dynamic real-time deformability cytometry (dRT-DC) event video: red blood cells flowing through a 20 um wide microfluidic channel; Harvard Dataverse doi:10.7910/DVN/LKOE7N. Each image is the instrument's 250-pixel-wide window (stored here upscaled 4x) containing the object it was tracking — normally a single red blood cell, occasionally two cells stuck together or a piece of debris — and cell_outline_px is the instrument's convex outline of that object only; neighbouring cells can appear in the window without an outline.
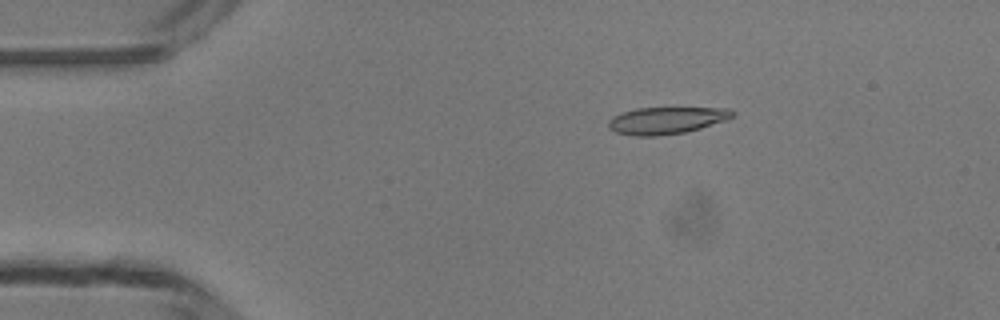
{"species": "common noctule bat (a hibernating species)", "species_latin": "Nyctalus noctula", "temperature_condition": "room temperature", "stored_images_in_passage": 45, "camera_frame_rate_fps": 3000, "um_per_image_px": 0.085, "animal": {"sex": "male", "body_mass_g": 13.3}, "frame": {"image": 1, "passage_image": 9, "time_ms": 2.667, "image_size_px": [1000, 320], "cell_outline_px": [[736, 112], [732, 116], [724, 120], [700, 128], [684, 132], [656, 136], [632, 136], [616, 132], [608, 128], [608, 120], [612, 116], [636, 108], [728, 108]], "centroid_in_image_um": [56.59, 10.24], "position_along_channel_um": 28.4, "area_um2": 19.36}}
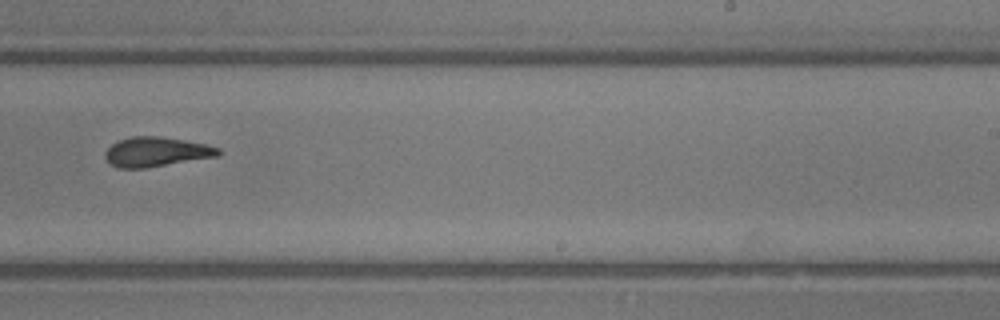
{"frame": {"image": 2, "passage_image": 31, "time_ms": 10.0, "image_size_px": [1000, 320], "cell_outline_px": [[220, 156], [144, 168], [120, 168], [112, 164], [104, 156], [104, 152], [112, 144], [120, 140], [132, 136], [160, 136], [208, 144], [220, 148]], "centroid_in_image_um": [13.32, 12.9], "position_along_channel_um": 275.7, "area_um2": 19.48}}
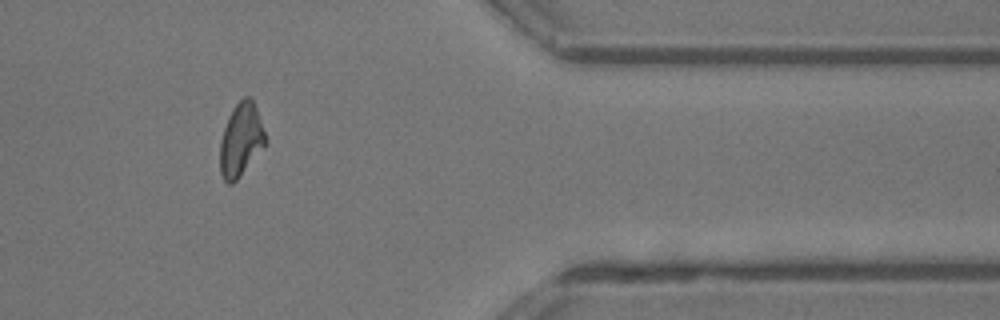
{"frame": {"image": 3, "passage_image": 41, "time_ms": 13.333, "image_size_px": [1000, 320], "cell_outline_px": [[268, 144], [236, 180], [232, 184], [228, 184], [224, 180], [220, 172], [220, 140], [228, 116], [236, 104], [244, 96], [252, 96], [268, 140]], "centroid_in_image_um": [20.51, 11.88], "position_along_channel_um": 390.9, "area_um2": 19.65}}